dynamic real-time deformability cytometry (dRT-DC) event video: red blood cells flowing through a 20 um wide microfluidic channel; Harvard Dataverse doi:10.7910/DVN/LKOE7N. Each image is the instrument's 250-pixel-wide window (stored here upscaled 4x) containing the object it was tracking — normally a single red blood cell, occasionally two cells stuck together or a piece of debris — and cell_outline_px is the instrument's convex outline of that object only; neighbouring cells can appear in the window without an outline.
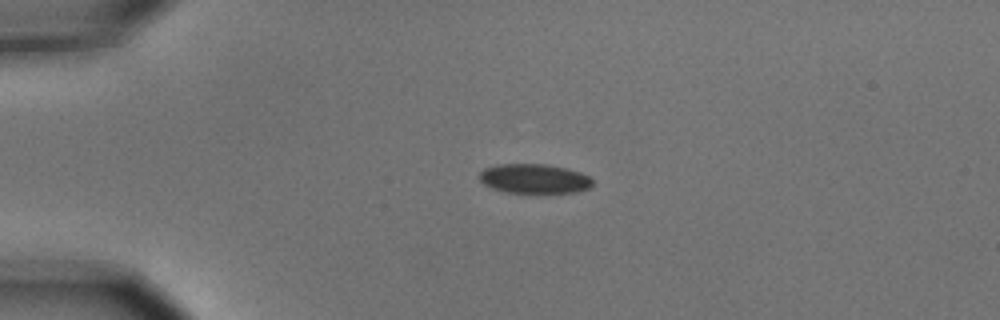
{"species": "common noctule bat (a hibernating species)", "species_latin": "Nyctalus noctula", "temperature_condition": "cold", "stored_images_in_passage": 3, "camera_frame_rate_fps": 3000, "um_per_image_px": 0.085, "animal": {"sex": "male", "body_mass_g": 15.6}, "frame": {"image": 1, "passage_image": 1, "time_ms": 0.0, "image_size_px": [1000, 320], "cell_outline_px": [[592, 184], [588, 188], [576, 192], [504, 192], [492, 188], [484, 184], [480, 180], [480, 172], [484, 168], [496, 164], [548, 164], [568, 168], [580, 172], [588, 176], [592, 180]], "centroid_in_image_um": [45.39, 15.17], "position_along_channel_um": 39.6, "area_um2": 19.36}}
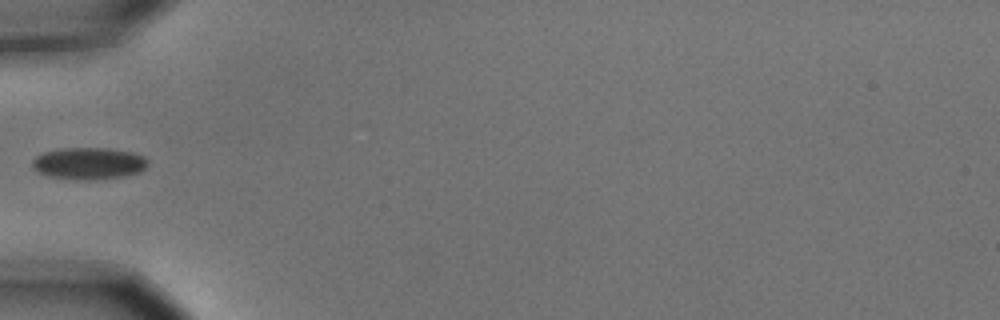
{"frame": {"image": 2, "passage_image": 2, "time_ms": 0.333, "image_size_px": [1000, 320], "cell_outline_px": [[148, 164], [140, 172], [124, 176], [88, 180], [48, 176], [32, 168], [32, 160], [36, 156], [44, 152], [64, 148], [108, 148], [132, 152], [144, 156], [148, 160]], "centroid_in_image_um": [7.56, 13.88], "position_along_channel_um": 77.4, "area_um2": 21.33}}
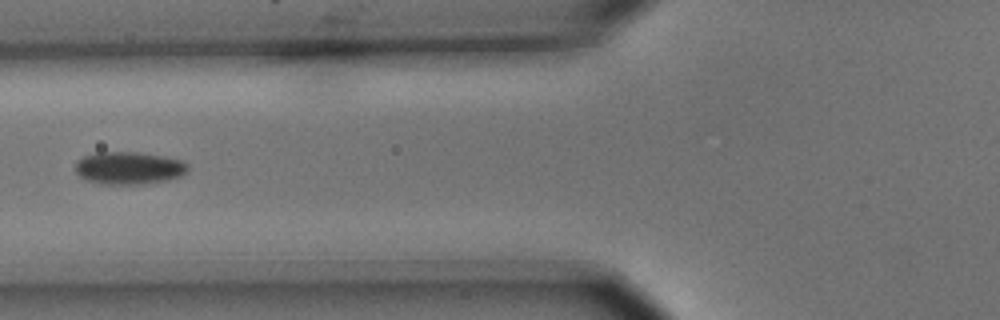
{"frame": {"image": 3, "passage_image": 3, "time_ms": 0.667, "image_size_px": [1000, 320], "cell_outline_px": [[188, 168], [180, 176], [168, 180], [140, 184], [100, 184], [84, 180], [76, 172], [76, 160], [84, 156], [96, 152], [136, 152], [164, 156], [180, 160], [188, 164]], "centroid_in_image_um": [10.91, 14.28], "position_along_channel_um": 114.9, "area_um2": 21.39}}